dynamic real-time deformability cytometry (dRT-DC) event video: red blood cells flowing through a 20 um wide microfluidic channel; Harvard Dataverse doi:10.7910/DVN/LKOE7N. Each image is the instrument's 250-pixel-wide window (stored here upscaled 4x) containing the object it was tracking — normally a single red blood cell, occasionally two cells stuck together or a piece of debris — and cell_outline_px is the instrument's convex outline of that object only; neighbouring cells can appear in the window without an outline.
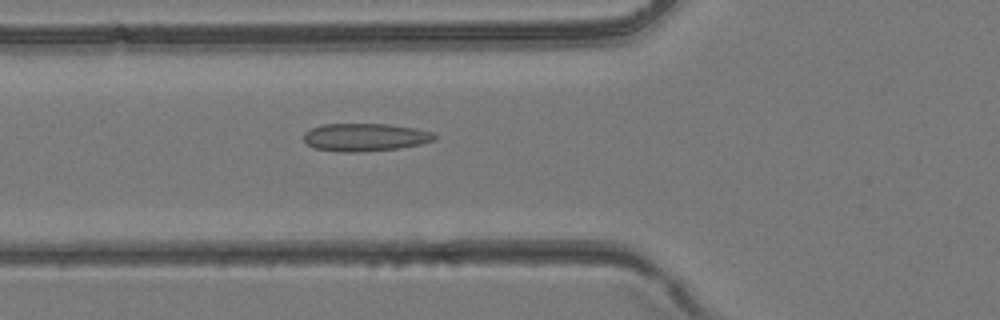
{"species": "common noctule bat (a hibernating species)", "species_latin": "Nyctalus noctula", "temperature_condition": "room temperature", "stored_images_in_passage": 30, "camera_frame_rate_fps": 3000, "um_per_image_px": 0.085, "animal": {"sex": "female", "body_mass_g": 24.6, "forearm_length_mm": 56.2}, "frame": {"image": 1, "passage_image": 3, "time_ms": 0.667, "image_size_px": [1000, 320], "cell_outline_px": [[436, 140], [420, 144], [400, 148], [356, 152], [344, 152], [312, 148], [304, 140], [304, 132], [312, 128], [324, 124], [388, 124], [416, 128], [432, 132], [436, 136]], "centroid_in_image_um": [31.04, 11.66], "position_along_channel_um": 94.8, "area_um2": 21.21}}
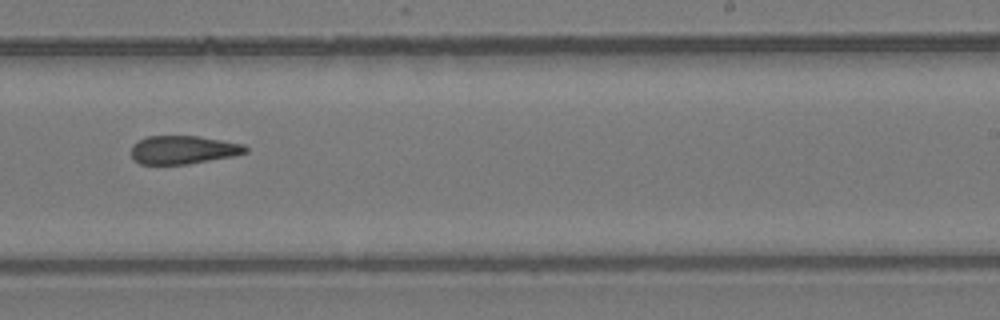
{"frame": {"image": 2, "passage_image": 14, "time_ms": 4.333, "image_size_px": [1000, 320], "cell_outline_px": [[248, 152], [232, 156], [188, 164], [140, 164], [132, 160], [132, 144], [148, 136], [196, 136], [244, 144], [248, 148]], "centroid_in_image_um": [15.56, 12.74], "position_along_channel_um": 273.4, "area_um2": 18.79}}
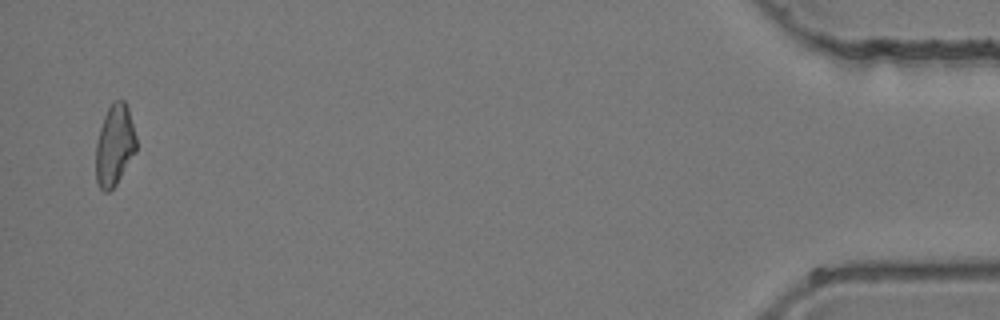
{"frame": {"image": 3, "passage_image": 29, "time_ms": 9.333, "image_size_px": [1000, 320], "cell_outline_px": [[136, 152], [116, 184], [108, 192], [104, 192], [100, 188], [96, 180], [96, 144], [100, 128], [104, 116], [112, 100], [124, 100], [128, 108], [136, 136]], "centroid_in_image_um": [9.74, 12.34], "position_along_channel_um": 425.5, "area_um2": 19.07}}